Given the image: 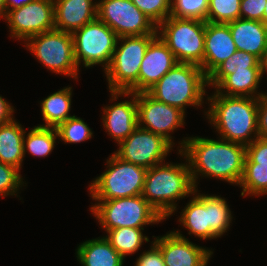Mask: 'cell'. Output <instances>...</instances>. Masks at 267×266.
Here are the masks:
<instances>
[{
    "mask_svg": "<svg viewBox=\"0 0 267 266\" xmlns=\"http://www.w3.org/2000/svg\"><path fill=\"white\" fill-rule=\"evenodd\" d=\"M182 140L179 154L188 161L195 187L198 176L213 177L239 185L244 172L246 146L202 137Z\"/></svg>",
    "mask_w": 267,
    "mask_h": 266,
    "instance_id": "1",
    "label": "cell"
},
{
    "mask_svg": "<svg viewBox=\"0 0 267 266\" xmlns=\"http://www.w3.org/2000/svg\"><path fill=\"white\" fill-rule=\"evenodd\" d=\"M207 100L210 108L205 114L221 139L247 146L258 138V98L215 92Z\"/></svg>",
    "mask_w": 267,
    "mask_h": 266,
    "instance_id": "2",
    "label": "cell"
},
{
    "mask_svg": "<svg viewBox=\"0 0 267 266\" xmlns=\"http://www.w3.org/2000/svg\"><path fill=\"white\" fill-rule=\"evenodd\" d=\"M157 164L146 171L141 196L165 219L176 211L175 201L196 189L189 164Z\"/></svg>",
    "mask_w": 267,
    "mask_h": 266,
    "instance_id": "3",
    "label": "cell"
},
{
    "mask_svg": "<svg viewBox=\"0 0 267 266\" xmlns=\"http://www.w3.org/2000/svg\"><path fill=\"white\" fill-rule=\"evenodd\" d=\"M206 86L208 77L199 65L177 62L147 93L157 101L185 112V106L203 105Z\"/></svg>",
    "mask_w": 267,
    "mask_h": 266,
    "instance_id": "4",
    "label": "cell"
},
{
    "mask_svg": "<svg viewBox=\"0 0 267 266\" xmlns=\"http://www.w3.org/2000/svg\"><path fill=\"white\" fill-rule=\"evenodd\" d=\"M180 214L179 222L200 239H214L227 232L232 214L225 198L196 194ZM196 194V195H195Z\"/></svg>",
    "mask_w": 267,
    "mask_h": 266,
    "instance_id": "5",
    "label": "cell"
},
{
    "mask_svg": "<svg viewBox=\"0 0 267 266\" xmlns=\"http://www.w3.org/2000/svg\"><path fill=\"white\" fill-rule=\"evenodd\" d=\"M157 35L123 36L117 39L111 62L105 70L110 92L138 93L140 65L149 43ZM119 41L120 47L117 46Z\"/></svg>",
    "mask_w": 267,
    "mask_h": 266,
    "instance_id": "6",
    "label": "cell"
},
{
    "mask_svg": "<svg viewBox=\"0 0 267 266\" xmlns=\"http://www.w3.org/2000/svg\"><path fill=\"white\" fill-rule=\"evenodd\" d=\"M107 170L90 184L93 200H110L142 194L147 169L121 160L114 153Z\"/></svg>",
    "mask_w": 267,
    "mask_h": 266,
    "instance_id": "7",
    "label": "cell"
},
{
    "mask_svg": "<svg viewBox=\"0 0 267 266\" xmlns=\"http://www.w3.org/2000/svg\"><path fill=\"white\" fill-rule=\"evenodd\" d=\"M91 212L105 230L121 227L143 228L164 218L141 196L96 200Z\"/></svg>",
    "mask_w": 267,
    "mask_h": 266,
    "instance_id": "8",
    "label": "cell"
},
{
    "mask_svg": "<svg viewBox=\"0 0 267 266\" xmlns=\"http://www.w3.org/2000/svg\"><path fill=\"white\" fill-rule=\"evenodd\" d=\"M205 28L204 21L169 16L157 27V33L177 62L200 66L204 57Z\"/></svg>",
    "mask_w": 267,
    "mask_h": 266,
    "instance_id": "9",
    "label": "cell"
},
{
    "mask_svg": "<svg viewBox=\"0 0 267 266\" xmlns=\"http://www.w3.org/2000/svg\"><path fill=\"white\" fill-rule=\"evenodd\" d=\"M25 44L50 71L77 78L79 68L76 65L72 33L54 29L30 37Z\"/></svg>",
    "mask_w": 267,
    "mask_h": 266,
    "instance_id": "10",
    "label": "cell"
},
{
    "mask_svg": "<svg viewBox=\"0 0 267 266\" xmlns=\"http://www.w3.org/2000/svg\"><path fill=\"white\" fill-rule=\"evenodd\" d=\"M74 55L78 68L101 64L104 71L109 66L116 47L117 35L104 22L96 18L72 33Z\"/></svg>",
    "mask_w": 267,
    "mask_h": 266,
    "instance_id": "11",
    "label": "cell"
},
{
    "mask_svg": "<svg viewBox=\"0 0 267 266\" xmlns=\"http://www.w3.org/2000/svg\"><path fill=\"white\" fill-rule=\"evenodd\" d=\"M97 18L108 25L118 38L158 34L157 26L131 0L98 1Z\"/></svg>",
    "mask_w": 267,
    "mask_h": 266,
    "instance_id": "12",
    "label": "cell"
},
{
    "mask_svg": "<svg viewBox=\"0 0 267 266\" xmlns=\"http://www.w3.org/2000/svg\"><path fill=\"white\" fill-rule=\"evenodd\" d=\"M114 154L121 160L149 169L163 163L173 146L162 136L139 126L119 144Z\"/></svg>",
    "mask_w": 267,
    "mask_h": 266,
    "instance_id": "13",
    "label": "cell"
},
{
    "mask_svg": "<svg viewBox=\"0 0 267 266\" xmlns=\"http://www.w3.org/2000/svg\"><path fill=\"white\" fill-rule=\"evenodd\" d=\"M5 20L11 37L26 42L30 37L55 29L54 1L34 0L7 12Z\"/></svg>",
    "mask_w": 267,
    "mask_h": 266,
    "instance_id": "14",
    "label": "cell"
},
{
    "mask_svg": "<svg viewBox=\"0 0 267 266\" xmlns=\"http://www.w3.org/2000/svg\"><path fill=\"white\" fill-rule=\"evenodd\" d=\"M137 117L140 128L162 136L172 146L175 143L172 141L170 132L172 133L185 123V112L157 101L147 92L137 93Z\"/></svg>",
    "mask_w": 267,
    "mask_h": 266,
    "instance_id": "15",
    "label": "cell"
},
{
    "mask_svg": "<svg viewBox=\"0 0 267 266\" xmlns=\"http://www.w3.org/2000/svg\"><path fill=\"white\" fill-rule=\"evenodd\" d=\"M166 266H207L213 251L190 242L178 231L154 238Z\"/></svg>",
    "mask_w": 267,
    "mask_h": 266,
    "instance_id": "16",
    "label": "cell"
},
{
    "mask_svg": "<svg viewBox=\"0 0 267 266\" xmlns=\"http://www.w3.org/2000/svg\"><path fill=\"white\" fill-rule=\"evenodd\" d=\"M120 95L132 96V101H122L105 106L103 109L102 122L108 134L119 144L125 140L137 127V94L132 92H112L111 102L118 99Z\"/></svg>",
    "mask_w": 267,
    "mask_h": 266,
    "instance_id": "17",
    "label": "cell"
},
{
    "mask_svg": "<svg viewBox=\"0 0 267 266\" xmlns=\"http://www.w3.org/2000/svg\"><path fill=\"white\" fill-rule=\"evenodd\" d=\"M177 63L166 43L157 35L150 43L140 65L138 93L147 92Z\"/></svg>",
    "mask_w": 267,
    "mask_h": 266,
    "instance_id": "18",
    "label": "cell"
},
{
    "mask_svg": "<svg viewBox=\"0 0 267 266\" xmlns=\"http://www.w3.org/2000/svg\"><path fill=\"white\" fill-rule=\"evenodd\" d=\"M236 51L228 24L206 22L204 57L200 67L207 77Z\"/></svg>",
    "mask_w": 267,
    "mask_h": 266,
    "instance_id": "19",
    "label": "cell"
},
{
    "mask_svg": "<svg viewBox=\"0 0 267 266\" xmlns=\"http://www.w3.org/2000/svg\"><path fill=\"white\" fill-rule=\"evenodd\" d=\"M55 29L73 33L97 18L98 3L92 0H53Z\"/></svg>",
    "mask_w": 267,
    "mask_h": 266,
    "instance_id": "20",
    "label": "cell"
},
{
    "mask_svg": "<svg viewBox=\"0 0 267 266\" xmlns=\"http://www.w3.org/2000/svg\"><path fill=\"white\" fill-rule=\"evenodd\" d=\"M237 50L261 59L267 50V25L257 20L236 19L227 23Z\"/></svg>",
    "mask_w": 267,
    "mask_h": 266,
    "instance_id": "21",
    "label": "cell"
},
{
    "mask_svg": "<svg viewBox=\"0 0 267 266\" xmlns=\"http://www.w3.org/2000/svg\"><path fill=\"white\" fill-rule=\"evenodd\" d=\"M82 266H123L124 258L105 239L87 240L76 249Z\"/></svg>",
    "mask_w": 267,
    "mask_h": 266,
    "instance_id": "22",
    "label": "cell"
},
{
    "mask_svg": "<svg viewBox=\"0 0 267 266\" xmlns=\"http://www.w3.org/2000/svg\"><path fill=\"white\" fill-rule=\"evenodd\" d=\"M261 79L262 77L260 68H247V70L234 71V73L227 75L215 87V92L225 96L258 98L264 94L256 91L259 87L258 85L259 82H261Z\"/></svg>",
    "mask_w": 267,
    "mask_h": 266,
    "instance_id": "23",
    "label": "cell"
},
{
    "mask_svg": "<svg viewBox=\"0 0 267 266\" xmlns=\"http://www.w3.org/2000/svg\"><path fill=\"white\" fill-rule=\"evenodd\" d=\"M25 133L24 127L16 120L0 125V162L21 169Z\"/></svg>",
    "mask_w": 267,
    "mask_h": 266,
    "instance_id": "24",
    "label": "cell"
},
{
    "mask_svg": "<svg viewBox=\"0 0 267 266\" xmlns=\"http://www.w3.org/2000/svg\"><path fill=\"white\" fill-rule=\"evenodd\" d=\"M72 88L66 87L58 92L49 95L42 100L41 113L45 125H39L41 127L57 128L60 124L64 123L68 118L71 108V95Z\"/></svg>",
    "mask_w": 267,
    "mask_h": 266,
    "instance_id": "25",
    "label": "cell"
},
{
    "mask_svg": "<svg viewBox=\"0 0 267 266\" xmlns=\"http://www.w3.org/2000/svg\"><path fill=\"white\" fill-rule=\"evenodd\" d=\"M144 228L121 227L113 230H105V239L123 257L134 254L138 251L144 241L149 242V238L142 233Z\"/></svg>",
    "mask_w": 267,
    "mask_h": 266,
    "instance_id": "26",
    "label": "cell"
},
{
    "mask_svg": "<svg viewBox=\"0 0 267 266\" xmlns=\"http://www.w3.org/2000/svg\"><path fill=\"white\" fill-rule=\"evenodd\" d=\"M247 68H260L259 59L245 51L237 50L208 76V85H212L215 89L227 75Z\"/></svg>",
    "mask_w": 267,
    "mask_h": 266,
    "instance_id": "27",
    "label": "cell"
},
{
    "mask_svg": "<svg viewBox=\"0 0 267 266\" xmlns=\"http://www.w3.org/2000/svg\"><path fill=\"white\" fill-rule=\"evenodd\" d=\"M24 134L23 150L24 157L28 150L36 157H46L54 149L58 133L56 128L35 126L29 131L27 137Z\"/></svg>",
    "mask_w": 267,
    "mask_h": 266,
    "instance_id": "28",
    "label": "cell"
},
{
    "mask_svg": "<svg viewBox=\"0 0 267 266\" xmlns=\"http://www.w3.org/2000/svg\"><path fill=\"white\" fill-rule=\"evenodd\" d=\"M241 196L267 194V166L259 163H244V172L239 184Z\"/></svg>",
    "mask_w": 267,
    "mask_h": 266,
    "instance_id": "29",
    "label": "cell"
},
{
    "mask_svg": "<svg viewBox=\"0 0 267 266\" xmlns=\"http://www.w3.org/2000/svg\"><path fill=\"white\" fill-rule=\"evenodd\" d=\"M209 0H171L170 16L207 22Z\"/></svg>",
    "mask_w": 267,
    "mask_h": 266,
    "instance_id": "30",
    "label": "cell"
},
{
    "mask_svg": "<svg viewBox=\"0 0 267 266\" xmlns=\"http://www.w3.org/2000/svg\"><path fill=\"white\" fill-rule=\"evenodd\" d=\"M241 0H209L207 22L227 24L240 18Z\"/></svg>",
    "mask_w": 267,
    "mask_h": 266,
    "instance_id": "31",
    "label": "cell"
},
{
    "mask_svg": "<svg viewBox=\"0 0 267 266\" xmlns=\"http://www.w3.org/2000/svg\"><path fill=\"white\" fill-rule=\"evenodd\" d=\"M58 137L65 143H80L92 138L93 132L80 117L73 115L57 128Z\"/></svg>",
    "mask_w": 267,
    "mask_h": 266,
    "instance_id": "32",
    "label": "cell"
},
{
    "mask_svg": "<svg viewBox=\"0 0 267 266\" xmlns=\"http://www.w3.org/2000/svg\"><path fill=\"white\" fill-rule=\"evenodd\" d=\"M157 27L170 16L171 0H131Z\"/></svg>",
    "mask_w": 267,
    "mask_h": 266,
    "instance_id": "33",
    "label": "cell"
},
{
    "mask_svg": "<svg viewBox=\"0 0 267 266\" xmlns=\"http://www.w3.org/2000/svg\"><path fill=\"white\" fill-rule=\"evenodd\" d=\"M19 169L14 166L0 162V196H17V191L23 185V178L19 174Z\"/></svg>",
    "mask_w": 267,
    "mask_h": 266,
    "instance_id": "34",
    "label": "cell"
},
{
    "mask_svg": "<svg viewBox=\"0 0 267 266\" xmlns=\"http://www.w3.org/2000/svg\"><path fill=\"white\" fill-rule=\"evenodd\" d=\"M244 163H259L267 166V139L258 137L246 146Z\"/></svg>",
    "mask_w": 267,
    "mask_h": 266,
    "instance_id": "35",
    "label": "cell"
},
{
    "mask_svg": "<svg viewBox=\"0 0 267 266\" xmlns=\"http://www.w3.org/2000/svg\"><path fill=\"white\" fill-rule=\"evenodd\" d=\"M267 0H241L240 18L264 22V8Z\"/></svg>",
    "mask_w": 267,
    "mask_h": 266,
    "instance_id": "36",
    "label": "cell"
},
{
    "mask_svg": "<svg viewBox=\"0 0 267 266\" xmlns=\"http://www.w3.org/2000/svg\"><path fill=\"white\" fill-rule=\"evenodd\" d=\"M150 247L139 256L135 266H166L160 248L154 242Z\"/></svg>",
    "mask_w": 267,
    "mask_h": 266,
    "instance_id": "37",
    "label": "cell"
},
{
    "mask_svg": "<svg viewBox=\"0 0 267 266\" xmlns=\"http://www.w3.org/2000/svg\"><path fill=\"white\" fill-rule=\"evenodd\" d=\"M258 137L267 139V93L258 97Z\"/></svg>",
    "mask_w": 267,
    "mask_h": 266,
    "instance_id": "38",
    "label": "cell"
},
{
    "mask_svg": "<svg viewBox=\"0 0 267 266\" xmlns=\"http://www.w3.org/2000/svg\"><path fill=\"white\" fill-rule=\"evenodd\" d=\"M14 108L2 96H0V125L13 121Z\"/></svg>",
    "mask_w": 267,
    "mask_h": 266,
    "instance_id": "39",
    "label": "cell"
},
{
    "mask_svg": "<svg viewBox=\"0 0 267 266\" xmlns=\"http://www.w3.org/2000/svg\"><path fill=\"white\" fill-rule=\"evenodd\" d=\"M34 0H5L6 11L18 9Z\"/></svg>",
    "mask_w": 267,
    "mask_h": 266,
    "instance_id": "40",
    "label": "cell"
},
{
    "mask_svg": "<svg viewBox=\"0 0 267 266\" xmlns=\"http://www.w3.org/2000/svg\"><path fill=\"white\" fill-rule=\"evenodd\" d=\"M259 63H260L261 77H263V74L267 72V50L262 55L261 59L259 60Z\"/></svg>",
    "mask_w": 267,
    "mask_h": 266,
    "instance_id": "41",
    "label": "cell"
},
{
    "mask_svg": "<svg viewBox=\"0 0 267 266\" xmlns=\"http://www.w3.org/2000/svg\"><path fill=\"white\" fill-rule=\"evenodd\" d=\"M6 14L5 0H0V17H4L3 19H5Z\"/></svg>",
    "mask_w": 267,
    "mask_h": 266,
    "instance_id": "42",
    "label": "cell"
},
{
    "mask_svg": "<svg viewBox=\"0 0 267 266\" xmlns=\"http://www.w3.org/2000/svg\"><path fill=\"white\" fill-rule=\"evenodd\" d=\"M264 23L267 25V2L265 4V8H264Z\"/></svg>",
    "mask_w": 267,
    "mask_h": 266,
    "instance_id": "43",
    "label": "cell"
}]
</instances>
